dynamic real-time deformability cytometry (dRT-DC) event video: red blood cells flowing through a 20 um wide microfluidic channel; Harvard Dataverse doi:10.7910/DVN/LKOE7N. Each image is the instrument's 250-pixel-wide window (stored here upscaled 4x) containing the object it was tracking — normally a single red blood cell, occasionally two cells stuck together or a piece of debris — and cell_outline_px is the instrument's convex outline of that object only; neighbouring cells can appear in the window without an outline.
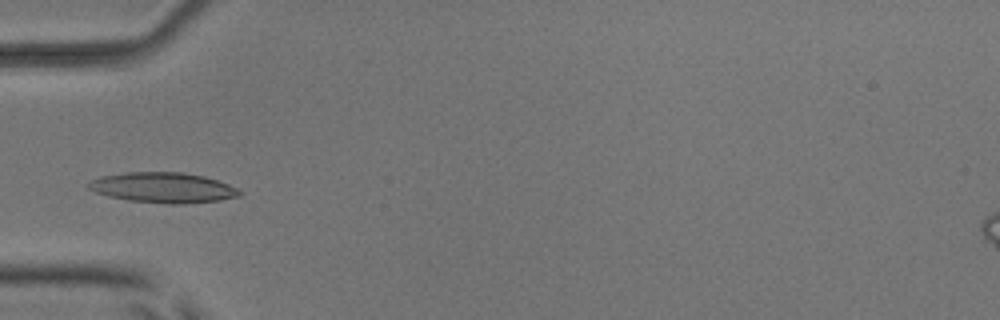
{"species": "common noctule bat (a hibernating species)", "species_latin": "Nyctalus noctula", "temperature_condition": "room temperature", "stored_images_in_passage": 1, "camera_frame_rate_fps": 3000, "um_per_image_px": 0.085, "animal": {"sex": "male", "body_mass_g": 17.9, "forearm_length_mm": 54.2}, "frame": {"image": 1, "passage_image": 1, "time_ms": 0.0, "image_size_px": [1000, 320], "cell_outline_px": [[244, 192], [240, 196], [220, 200], [184, 204], [168, 204], [128, 200], [108, 196], [96, 192], [88, 188], [88, 184], [92, 180], [104, 176], [128, 172], [180, 172], [204, 176], [228, 184]], "centroid_in_image_um": [13.9, 15.96], "position_along_channel_um": 71.1, "area_um2": 26.53}}